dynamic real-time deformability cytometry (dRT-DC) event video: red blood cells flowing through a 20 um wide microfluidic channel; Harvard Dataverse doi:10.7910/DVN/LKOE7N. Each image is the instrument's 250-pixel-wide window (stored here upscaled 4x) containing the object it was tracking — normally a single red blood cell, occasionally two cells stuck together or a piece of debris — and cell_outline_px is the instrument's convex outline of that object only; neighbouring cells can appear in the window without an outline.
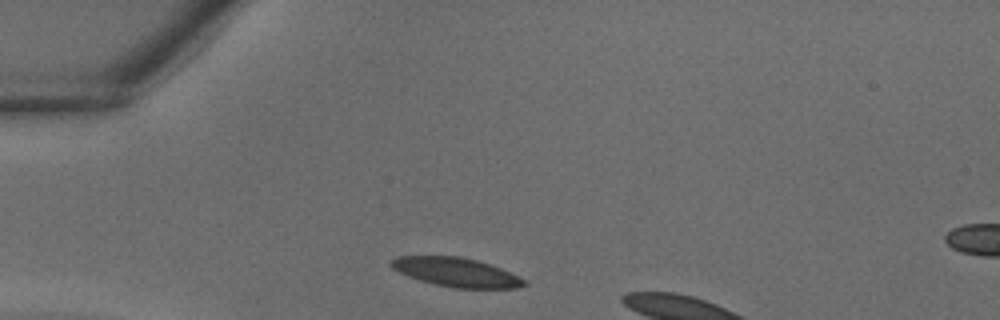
{"species": "common noctule bat (a hibernating species)", "species_latin": "Nyctalus noctula", "temperature_condition": "warm", "stored_images_in_passage": 6, "camera_frame_rate_fps": 3000, "um_per_image_px": 0.085, "animal": {"sex": "male", "body_mass_g": 18.8}, "frame": {"image": 1, "passage_image": 1, "time_ms": 0.0, "image_size_px": [1000, 320], "cell_outline_px": [[528, 284], [516, 288], [456, 288], [436, 284], [420, 280], [408, 276], [392, 268], [388, 264], [396, 256], [460, 256], [476, 260], [500, 268], [528, 280]], "centroid_in_image_um": [38.79, 23.14], "position_along_channel_um": 46.2, "area_um2": 22.37}}
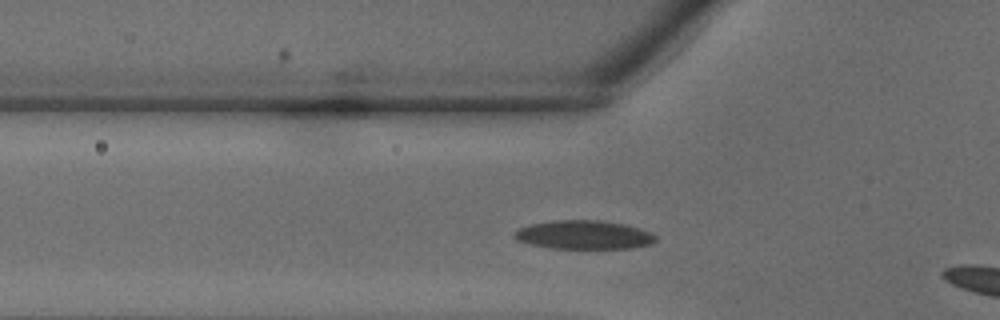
{"frame": {"image": 2, "passage_image": 4, "time_ms": 1.0, "image_size_px": [1000, 320], "cell_outline_px": [[656, 240], [652, 244], [632, 248], [548, 248], [516, 240], [512, 236], [512, 232], [520, 228], [532, 224], [552, 220], [596, 220], [624, 224], [640, 228], [652, 232], [656, 236]], "centroid_in_image_um": [49.63, 19.96], "position_along_channel_um": 76.2, "area_um2": 23.7}}